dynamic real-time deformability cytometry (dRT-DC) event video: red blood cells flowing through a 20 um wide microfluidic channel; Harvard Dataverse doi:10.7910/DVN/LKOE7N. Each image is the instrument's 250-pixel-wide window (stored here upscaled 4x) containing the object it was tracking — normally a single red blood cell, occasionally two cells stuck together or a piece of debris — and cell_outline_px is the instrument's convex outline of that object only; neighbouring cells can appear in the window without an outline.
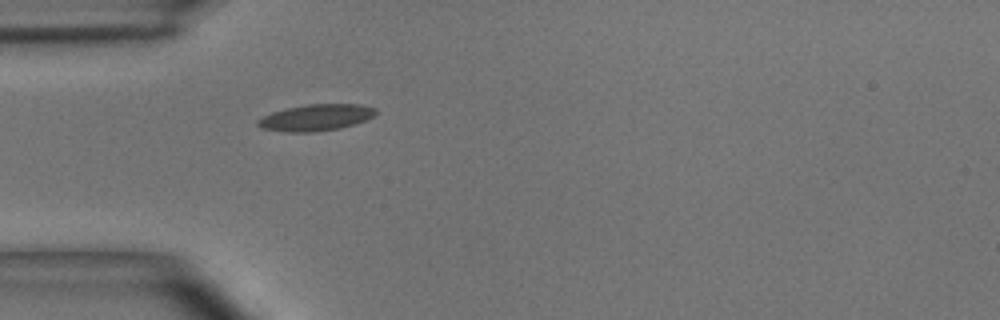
{"species": "common noctule bat (a hibernating species)", "species_latin": "Nyctalus noctula", "temperature_condition": "room temperature", "stored_images_in_passage": 1, "camera_frame_rate_fps": 3000, "um_per_image_px": 0.085, "animal": {"sex": "male", "body_mass_g": 15.6}, "frame": {"image": 1, "passage_image": 1, "time_ms": 0.0, "image_size_px": [1000, 320], "cell_outline_px": [[376, 112], [372, 116], [356, 124], [340, 128], [312, 132], [288, 132], [260, 128], [256, 124], [256, 120], [272, 112], [288, 108], [308, 104], [360, 104], [376, 108]], "centroid_in_image_um": [26.84, 9.99], "position_along_channel_um": 58.2, "area_um2": 18.09}}